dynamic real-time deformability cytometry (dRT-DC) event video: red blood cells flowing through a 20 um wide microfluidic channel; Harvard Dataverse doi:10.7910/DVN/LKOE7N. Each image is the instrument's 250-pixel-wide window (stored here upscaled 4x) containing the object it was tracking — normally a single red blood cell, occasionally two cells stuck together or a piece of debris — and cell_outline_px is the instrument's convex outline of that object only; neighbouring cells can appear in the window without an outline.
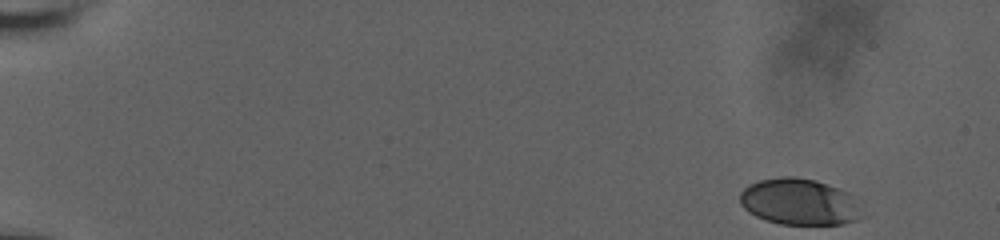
{"species": "human", "species_latin": "Homo sapiens", "temperature_condition": "room temperature", "stored_images_in_passage": 16, "camera_frame_rate_fps": 3000, "um_per_image_px": 0.085, "donor": {"sex": "male"}, "frame": {"image": 1, "passage_image": 1, "time_ms": 0.0, "image_size_px": [1000, 240], "cell_outline_px": [[864, 216], [856, 220], [840, 224], [780, 224], [756, 216], [748, 212], [740, 204], [740, 192], [748, 184], [760, 180], [780, 176], [792, 176], [816, 180], [848, 192]], "centroid_in_image_um": [67.9, 17.15], "position_along_channel_um": 17.1, "area_um2": 32.83}}
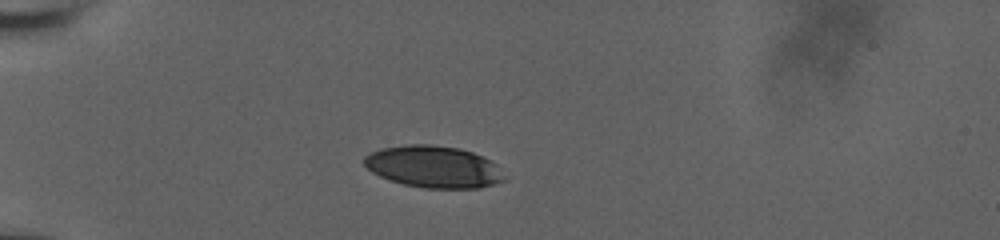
{"frame": {"image": 2, "passage_image": 10, "time_ms": 4.333, "image_size_px": [1000, 240], "cell_outline_px": [[508, 176], [504, 180], [480, 188], [424, 188], [404, 184], [380, 176], [372, 172], [364, 164], [364, 156], [380, 148], [404, 144], [428, 144], [460, 148], [472, 152], [496, 164]], "centroid_in_image_um": [36.86, 14.17], "position_along_channel_um": 48.1, "area_um2": 34.22}}